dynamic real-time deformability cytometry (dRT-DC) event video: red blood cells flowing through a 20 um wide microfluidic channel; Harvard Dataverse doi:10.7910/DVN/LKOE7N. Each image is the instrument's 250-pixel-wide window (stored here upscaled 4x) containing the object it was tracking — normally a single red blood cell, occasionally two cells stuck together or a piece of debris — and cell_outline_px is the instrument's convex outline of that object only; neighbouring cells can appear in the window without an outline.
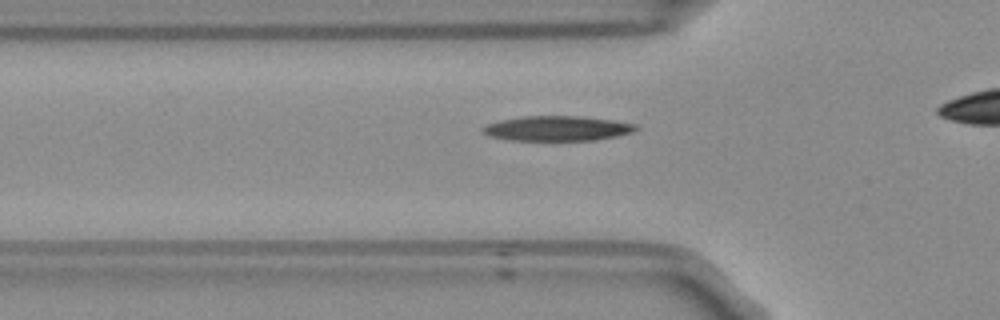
{"species": "Egyptian fruit bat (a non-hibernating species)", "species_latin": "Rousettus aegyptiacus", "temperature_condition": "room temperature", "stored_images_in_passage": 29, "camera_frame_rate_fps": 3000, "um_per_image_px": 0.085, "frame": {"image": 1, "passage_image": 3, "time_ms": 0.667, "image_size_px": [1000, 320], "cell_outline_px": [[636, 128], [632, 132], [616, 136], [592, 140], [508, 140], [488, 136], [480, 132], [480, 128], [484, 124], [500, 120], [520, 116], [580, 116], [612, 120], [636, 124]], "centroid_in_image_um": [47.25, 10.91], "position_along_channel_um": 78.6, "area_um2": 22.31}}
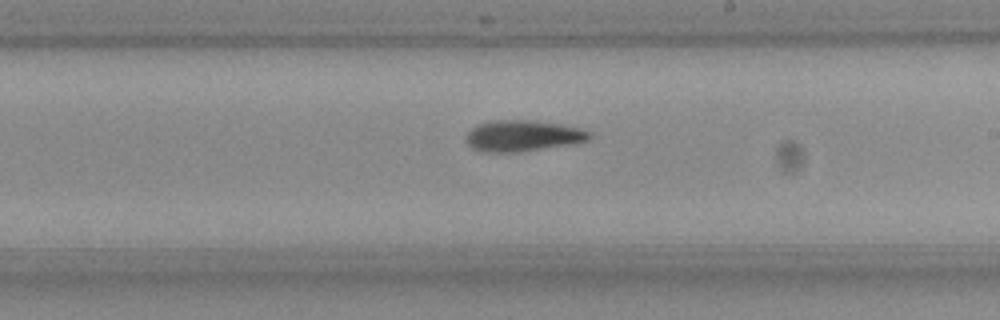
{"frame": {"image": 2, "passage_image": 16, "time_ms": 5.0, "image_size_px": [1000, 320], "cell_outline_px": [[592, 136], [588, 140], [568, 144], [516, 152], [484, 152], [472, 148], [468, 144], [468, 132], [476, 124], [492, 120], [528, 120], [560, 124], [580, 128], [592, 132]], "centroid_in_image_um": [44.43, 11.53], "position_along_channel_um": 244.6, "area_um2": 22.08}}
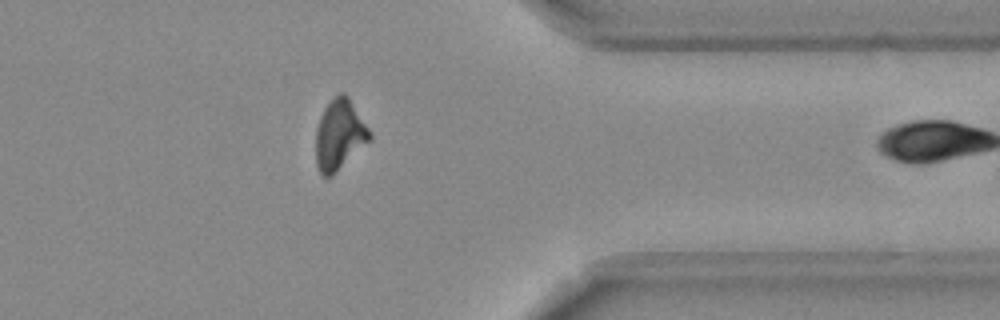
{"frame": {"image": 3, "passage_image": 28, "time_ms": 9.0, "image_size_px": [1000, 320], "cell_outline_px": [[372, 140], [332, 176], [324, 176], [320, 172], [316, 164], [316, 128], [320, 116], [324, 108], [340, 92], [344, 92], [348, 96], [372, 132]], "centroid_in_image_um": [28.88, 11.47], "position_along_channel_um": 382.5, "area_um2": 22.25}}